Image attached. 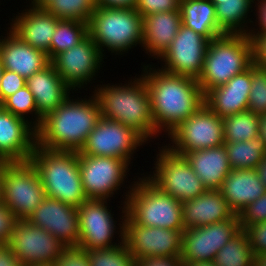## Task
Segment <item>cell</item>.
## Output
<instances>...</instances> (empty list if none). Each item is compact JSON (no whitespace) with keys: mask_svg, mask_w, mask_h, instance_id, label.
<instances>
[{"mask_svg":"<svg viewBox=\"0 0 266 266\" xmlns=\"http://www.w3.org/2000/svg\"><path fill=\"white\" fill-rule=\"evenodd\" d=\"M237 214L231 219L185 229L182 233V263L213 261L216 253L241 231Z\"/></svg>","mask_w":266,"mask_h":266,"instance_id":"16","label":"cell"},{"mask_svg":"<svg viewBox=\"0 0 266 266\" xmlns=\"http://www.w3.org/2000/svg\"><path fill=\"white\" fill-rule=\"evenodd\" d=\"M31 266H55L54 263H43V264H36Z\"/></svg>","mask_w":266,"mask_h":266,"instance_id":"56","label":"cell"},{"mask_svg":"<svg viewBox=\"0 0 266 266\" xmlns=\"http://www.w3.org/2000/svg\"><path fill=\"white\" fill-rule=\"evenodd\" d=\"M2 28L5 31L0 33L2 34L0 36V58L3 69L16 72L27 79L51 63L48 55L43 51L23 42L8 27Z\"/></svg>","mask_w":266,"mask_h":266,"instance_id":"22","label":"cell"},{"mask_svg":"<svg viewBox=\"0 0 266 266\" xmlns=\"http://www.w3.org/2000/svg\"><path fill=\"white\" fill-rule=\"evenodd\" d=\"M251 79L248 110L258 116L266 114V69L253 64L251 66Z\"/></svg>","mask_w":266,"mask_h":266,"instance_id":"38","label":"cell"},{"mask_svg":"<svg viewBox=\"0 0 266 266\" xmlns=\"http://www.w3.org/2000/svg\"><path fill=\"white\" fill-rule=\"evenodd\" d=\"M49 1L51 0H26L24 3L28 2L27 6L30 7L43 8Z\"/></svg>","mask_w":266,"mask_h":266,"instance_id":"53","label":"cell"},{"mask_svg":"<svg viewBox=\"0 0 266 266\" xmlns=\"http://www.w3.org/2000/svg\"><path fill=\"white\" fill-rule=\"evenodd\" d=\"M147 62H141L140 74L148 88L155 128L164 138L204 105V93L197 79L168 73Z\"/></svg>","mask_w":266,"mask_h":266,"instance_id":"1","label":"cell"},{"mask_svg":"<svg viewBox=\"0 0 266 266\" xmlns=\"http://www.w3.org/2000/svg\"><path fill=\"white\" fill-rule=\"evenodd\" d=\"M224 142L248 141L259 135V116L247 110L223 118Z\"/></svg>","mask_w":266,"mask_h":266,"instance_id":"34","label":"cell"},{"mask_svg":"<svg viewBox=\"0 0 266 266\" xmlns=\"http://www.w3.org/2000/svg\"><path fill=\"white\" fill-rule=\"evenodd\" d=\"M259 179L264 183L266 187V155L263 157L262 161L256 168Z\"/></svg>","mask_w":266,"mask_h":266,"instance_id":"50","label":"cell"},{"mask_svg":"<svg viewBox=\"0 0 266 266\" xmlns=\"http://www.w3.org/2000/svg\"><path fill=\"white\" fill-rule=\"evenodd\" d=\"M164 137L162 144L178 155L218 147L224 145L223 118L204 104Z\"/></svg>","mask_w":266,"mask_h":266,"instance_id":"12","label":"cell"},{"mask_svg":"<svg viewBox=\"0 0 266 266\" xmlns=\"http://www.w3.org/2000/svg\"><path fill=\"white\" fill-rule=\"evenodd\" d=\"M252 40L253 64L266 69V34H248Z\"/></svg>","mask_w":266,"mask_h":266,"instance_id":"45","label":"cell"},{"mask_svg":"<svg viewBox=\"0 0 266 266\" xmlns=\"http://www.w3.org/2000/svg\"><path fill=\"white\" fill-rule=\"evenodd\" d=\"M26 86L33 94L34 101L39 112V126L42 119L57 109L74 92L50 63L43 70L34 73L26 79Z\"/></svg>","mask_w":266,"mask_h":266,"instance_id":"23","label":"cell"},{"mask_svg":"<svg viewBox=\"0 0 266 266\" xmlns=\"http://www.w3.org/2000/svg\"><path fill=\"white\" fill-rule=\"evenodd\" d=\"M88 24L78 20H59L49 48V60L78 45L88 36Z\"/></svg>","mask_w":266,"mask_h":266,"instance_id":"32","label":"cell"},{"mask_svg":"<svg viewBox=\"0 0 266 266\" xmlns=\"http://www.w3.org/2000/svg\"><path fill=\"white\" fill-rule=\"evenodd\" d=\"M247 1H249L254 6L258 0H247Z\"/></svg>","mask_w":266,"mask_h":266,"instance_id":"58","label":"cell"},{"mask_svg":"<svg viewBox=\"0 0 266 266\" xmlns=\"http://www.w3.org/2000/svg\"><path fill=\"white\" fill-rule=\"evenodd\" d=\"M140 173L128 194L126 214L141 226L184 231L182 202L162 192Z\"/></svg>","mask_w":266,"mask_h":266,"instance_id":"7","label":"cell"},{"mask_svg":"<svg viewBox=\"0 0 266 266\" xmlns=\"http://www.w3.org/2000/svg\"><path fill=\"white\" fill-rule=\"evenodd\" d=\"M27 7L26 5L23 10L16 12L17 14L12 13L13 17L9 18L7 21L10 22L5 25L23 42L43 51L49 58L52 36L60 19L44 8Z\"/></svg>","mask_w":266,"mask_h":266,"instance_id":"21","label":"cell"},{"mask_svg":"<svg viewBox=\"0 0 266 266\" xmlns=\"http://www.w3.org/2000/svg\"><path fill=\"white\" fill-rule=\"evenodd\" d=\"M136 266H183L181 256L147 257L136 260Z\"/></svg>","mask_w":266,"mask_h":266,"instance_id":"47","label":"cell"},{"mask_svg":"<svg viewBox=\"0 0 266 266\" xmlns=\"http://www.w3.org/2000/svg\"><path fill=\"white\" fill-rule=\"evenodd\" d=\"M22 266L54 263L65 245L48 231L31 225L27 220H18L8 242Z\"/></svg>","mask_w":266,"mask_h":266,"instance_id":"18","label":"cell"},{"mask_svg":"<svg viewBox=\"0 0 266 266\" xmlns=\"http://www.w3.org/2000/svg\"><path fill=\"white\" fill-rule=\"evenodd\" d=\"M1 107L15 116L23 118L35 129L39 127V112L33 94L26 85L7 97Z\"/></svg>","mask_w":266,"mask_h":266,"instance_id":"36","label":"cell"},{"mask_svg":"<svg viewBox=\"0 0 266 266\" xmlns=\"http://www.w3.org/2000/svg\"><path fill=\"white\" fill-rule=\"evenodd\" d=\"M2 190H3V162L0 161V203H2Z\"/></svg>","mask_w":266,"mask_h":266,"instance_id":"55","label":"cell"},{"mask_svg":"<svg viewBox=\"0 0 266 266\" xmlns=\"http://www.w3.org/2000/svg\"><path fill=\"white\" fill-rule=\"evenodd\" d=\"M259 136L266 147V114L259 115Z\"/></svg>","mask_w":266,"mask_h":266,"instance_id":"51","label":"cell"},{"mask_svg":"<svg viewBox=\"0 0 266 266\" xmlns=\"http://www.w3.org/2000/svg\"><path fill=\"white\" fill-rule=\"evenodd\" d=\"M45 197L39 173L30 161L3 162L2 203L18 220H27Z\"/></svg>","mask_w":266,"mask_h":266,"instance_id":"11","label":"cell"},{"mask_svg":"<svg viewBox=\"0 0 266 266\" xmlns=\"http://www.w3.org/2000/svg\"><path fill=\"white\" fill-rule=\"evenodd\" d=\"M252 65L253 48L249 36L225 33L210 41L197 82L205 95Z\"/></svg>","mask_w":266,"mask_h":266,"instance_id":"6","label":"cell"},{"mask_svg":"<svg viewBox=\"0 0 266 266\" xmlns=\"http://www.w3.org/2000/svg\"><path fill=\"white\" fill-rule=\"evenodd\" d=\"M76 96V97H75ZM70 95L36 129V144L50 150L79 152L101 117L94 93ZM83 97V98H82Z\"/></svg>","mask_w":266,"mask_h":266,"instance_id":"2","label":"cell"},{"mask_svg":"<svg viewBox=\"0 0 266 266\" xmlns=\"http://www.w3.org/2000/svg\"><path fill=\"white\" fill-rule=\"evenodd\" d=\"M220 191L231 210L239 215L248 204L265 194L266 187L256 169H239L227 174Z\"/></svg>","mask_w":266,"mask_h":266,"instance_id":"27","label":"cell"},{"mask_svg":"<svg viewBox=\"0 0 266 266\" xmlns=\"http://www.w3.org/2000/svg\"><path fill=\"white\" fill-rule=\"evenodd\" d=\"M210 40L181 24L169 48L157 60L162 70L198 79Z\"/></svg>","mask_w":266,"mask_h":266,"instance_id":"15","label":"cell"},{"mask_svg":"<svg viewBox=\"0 0 266 266\" xmlns=\"http://www.w3.org/2000/svg\"><path fill=\"white\" fill-rule=\"evenodd\" d=\"M136 0H96V5L110 8H133Z\"/></svg>","mask_w":266,"mask_h":266,"instance_id":"49","label":"cell"},{"mask_svg":"<svg viewBox=\"0 0 266 266\" xmlns=\"http://www.w3.org/2000/svg\"><path fill=\"white\" fill-rule=\"evenodd\" d=\"M2 70H3V65H2L1 58H0V80H1Z\"/></svg>","mask_w":266,"mask_h":266,"instance_id":"57","label":"cell"},{"mask_svg":"<svg viewBox=\"0 0 266 266\" xmlns=\"http://www.w3.org/2000/svg\"><path fill=\"white\" fill-rule=\"evenodd\" d=\"M156 145L158 151L153 150L152 168L144 173L156 187L180 202L196 198L207 190L184 156L170 151L162 143L156 142Z\"/></svg>","mask_w":266,"mask_h":266,"instance_id":"10","label":"cell"},{"mask_svg":"<svg viewBox=\"0 0 266 266\" xmlns=\"http://www.w3.org/2000/svg\"><path fill=\"white\" fill-rule=\"evenodd\" d=\"M27 221L35 227L48 231L65 247L78 246L79 244L77 207L46 196L27 218Z\"/></svg>","mask_w":266,"mask_h":266,"instance_id":"19","label":"cell"},{"mask_svg":"<svg viewBox=\"0 0 266 266\" xmlns=\"http://www.w3.org/2000/svg\"><path fill=\"white\" fill-rule=\"evenodd\" d=\"M18 219L10 208L3 203H0V244H5L10 241L13 227Z\"/></svg>","mask_w":266,"mask_h":266,"instance_id":"44","label":"cell"},{"mask_svg":"<svg viewBox=\"0 0 266 266\" xmlns=\"http://www.w3.org/2000/svg\"><path fill=\"white\" fill-rule=\"evenodd\" d=\"M251 84L250 67L226 84L210 89L204 95V104L221 118L247 111Z\"/></svg>","mask_w":266,"mask_h":266,"instance_id":"24","label":"cell"},{"mask_svg":"<svg viewBox=\"0 0 266 266\" xmlns=\"http://www.w3.org/2000/svg\"><path fill=\"white\" fill-rule=\"evenodd\" d=\"M78 162L82 187L87 199L110 201L124 189L122 198L120 197L122 200L119 202L126 204L128 194L139 177L131 176V180L128 179L132 174V166L127 161L106 156L83 155L78 152Z\"/></svg>","mask_w":266,"mask_h":266,"instance_id":"8","label":"cell"},{"mask_svg":"<svg viewBox=\"0 0 266 266\" xmlns=\"http://www.w3.org/2000/svg\"><path fill=\"white\" fill-rule=\"evenodd\" d=\"M148 143L135 129L101 116L79 153L118 158L133 166L136 152Z\"/></svg>","mask_w":266,"mask_h":266,"instance_id":"13","label":"cell"},{"mask_svg":"<svg viewBox=\"0 0 266 266\" xmlns=\"http://www.w3.org/2000/svg\"><path fill=\"white\" fill-rule=\"evenodd\" d=\"M241 229L254 223L266 221V192L263 196L248 204L238 215Z\"/></svg>","mask_w":266,"mask_h":266,"instance_id":"39","label":"cell"},{"mask_svg":"<svg viewBox=\"0 0 266 266\" xmlns=\"http://www.w3.org/2000/svg\"><path fill=\"white\" fill-rule=\"evenodd\" d=\"M253 257L247 233L241 230L216 253L213 262L215 266H253Z\"/></svg>","mask_w":266,"mask_h":266,"instance_id":"33","label":"cell"},{"mask_svg":"<svg viewBox=\"0 0 266 266\" xmlns=\"http://www.w3.org/2000/svg\"><path fill=\"white\" fill-rule=\"evenodd\" d=\"M29 161L37 169L47 197L74 207L87 200L77 151L50 150L36 144Z\"/></svg>","mask_w":266,"mask_h":266,"instance_id":"5","label":"cell"},{"mask_svg":"<svg viewBox=\"0 0 266 266\" xmlns=\"http://www.w3.org/2000/svg\"><path fill=\"white\" fill-rule=\"evenodd\" d=\"M234 215L220 190L209 189L196 198L182 202L184 229L221 222Z\"/></svg>","mask_w":266,"mask_h":266,"instance_id":"26","label":"cell"},{"mask_svg":"<svg viewBox=\"0 0 266 266\" xmlns=\"http://www.w3.org/2000/svg\"><path fill=\"white\" fill-rule=\"evenodd\" d=\"M118 203L120 206L116 207L120 208L118 211L121 212L116 215L113 214V206H110L109 200L87 199L77 207L79 247L85 250L102 249L115 247L123 242L126 204L119 201Z\"/></svg>","mask_w":266,"mask_h":266,"instance_id":"9","label":"cell"},{"mask_svg":"<svg viewBox=\"0 0 266 266\" xmlns=\"http://www.w3.org/2000/svg\"><path fill=\"white\" fill-rule=\"evenodd\" d=\"M253 266H266V253L254 254Z\"/></svg>","mask_w":266,"mask_h":266,"instance_id":"52","label":"cell"},{"mask_svg":"<svg viewBox=\"0 0 266 266\" xmlns=\"http://www.w3.org/2000/svg\"><path fill=\"white\" fill-rule=\"evenodd\" d=\"M88 254L90 266H136L124 241L115 247L90 249Z\"/></svg>","mask_w":266,"mask_h":266,"instance_id":"37","label":"cell"},{"mask_svg":"<svg viewBox=\"0 0 266 266\" xmlns=\"http://www.w3.org/2000/svg\"><path fill=\"white\" fill-rule=\"evenodd\" d=\"M179 10L165 11L143 17L142 51L153 61L169 48L181 26Z\"/></svg>","mask_w":266,"mask_h":266,"instance_id":"25","label":"cell"},{"mask_svg":"<svg viewBox=\"0 0 266 266\" xmlns=\"http://www.w3.org/2000/svg\"><path fill=\"white\" fill-rule=\"evenodd\" d=\"M231 170L256 169L266 155V147L258 135L248 141L224 142Z\"/></svg>","mask_w":266,"mask_h":266,"instance_id":"31","label":"cell"},{"mask_svg":"<svg viewBox=\"0 0 266 266\" xmlns=\"http://www.w3.org/2000/svg\"><path fill=\"white\" fill-rule=\"evenodd\" d=\"M244 231L254 254L266 253V221L247 226Z\"/></svg>","mask_w":266,"mask_h":266,"instance_id":"43","label":"cell"},{"mask_svg":"<svg viewBox=\"0 0 266 266\" xmlns=\"http://www.w3.org/2000/svg\"><path fill=\"white\" fill-rule=\"evenodd\" d=\"M88 34L105 57H110L108 52L114 60L127 57L131 49L142 48L143 17L134 8L97 6L88 23Z\"/></svg>","mask_w":266,"mask_h":266,"instance_id":"4","label":"cell"},{"mask_svg":"<svg viewBox=\"0 0 266 266\" xmlns=\"http://www.w3.org/2000/svg\"><path fill=\"white\" fill-rule=\"evenodd\" d=\"M180 0H136L134 9L145 17L150 14L179 10Z\"/></svg>","mask_w":266,"mask_h":266,"instance_id":"40","label":"cell"},{"mask_svg":"<svg viewBox=\"0 0 266 266\" xmlns=\"http://www.w3.org/2000/svg\"><path fill=\"white\" fill-rule=\"evenodd\" d=\"M36 145V129L0 106V161L27 162Z\"/></svg>","mask_w":266,"mask_h":266,"instance_id":"20","label":"cell"},{"mask_svg":"<svg viewBox=\"0 0 266 266\" xmlns=\"http://www.w3.org/2000/svg\"><path fill=\"white\" fill-rule=\"evenodd\" d=\"M57 19L90 21L97 8L96 0H51L44 7Z\"/></svg>","mask_w":266,"mask_h":266,"instance_id":"35","label":"cell"},{"mask_svg":"<svg viewBox=\"0 0 266 266\" xmlns=\"http://www.w3.org/2000/svg\"><path fill=\"white\" fill-rule=\"evenodd\" d=\"M106 58L88 35L78 45L58 54L51 63L61 79L74 92H80L82 89L88 91V88L92 91L98 85L97 83L101 82L97 78L104 67L103 63Z\"/></svg>","mask_w":266,"mask_h":266,"instance_id":"14","label":"cell"},{"mask_svg":"<svg viewBox=\"0 0 266 266\" xmlns=\"http://www.w3.org/2000/svg\"><path fill=\"white\" fill-rule=\"evenodd\" d=\"M55 266H90L88 250L79 246L65 247L54 262Z\"/></svg>","mask_w":266,"mask_h":266,"instance_id":"41","label":"cell"},{"mask_svg":"<svg viewBox=\"0 0 266 266\" xmlns=\"http://www.w3.org/2000/svg\"><path fill=\"white\" fill-rule=\"evenodd\" d=\"M26 85V79L16 72L3 69L0 80V106L2 102Z\"/></svg>","mask_w":266,"mask_h":266,"instance_id":"42","label":"cell"},{"mask_svg":"<svg viewBox=\"0 0 266 266\" xmlns=\"http://www.w3.org/2000/svg\"><path fill=\"white\" fill-rule=\"evenodd\" d=\"M0 266H22L8 243L0 244Z\"/></svg>","mask_w":266,"mask_h":266,"instance_id":"48","label":"cell"},{"mask_svg":"<svg viewBox=\"0 0 266 266\" xmlns=\"http://www.w3.org/2000/svg\"><path fill=\"white\" fill-rule=\"evenodd\" d=\"M215 5L218 27L227 34L248 35L254 6L247 0H210ZM252 13V15H251ZM251 17V18H250ZM250 24V25H249Z\"/></svg>","mask_w":266,"mask_h":266,"instance_id":"30","label":"cell"},{"mask_svg":"<svg viewBox=\"0 0 266 266\" xmlns=\"http://www.w3.org/2000/svg\"><path fill=\"white\" fill-rule=\"evenodd\" d=\"M207 190H220L231 171L224 145L182 154Z\"/></svg>","mask_w":266,"mask_h":266,"instance_id":"28","label":"cell"},{"mask_svg":"<svg viewBox=\"0 0 266 266\" xmlns=\"http://www.w3.org/2000/svg\"><path fill=\"white\" fill-rule=\"evenodd\" d=\"M253 15L255 17L248 34H266V0L257 1Z\"/></svg>","mask_w":266,"mask_h":266,"instance_id":"46","label":"cell"},{"mask_svg":"<svg viewBox=\"0 0 266 266\" xmlns=\"http://www.w3.org/2000/svg\"><path fill=\"white\" fill-rule=\"evenodd\" d=\"M183 266H215L213 261H201L194 263H182Z\"/></svg>","mask_w":266,"mask_h":266,"instance_id":"54","label":"cell"},{"mask_svg":"<svg viewBox=\"0 0 266 266\" xmlns=\"http://www.w3.org/2000/svg\"><path fill=\"white\" fill-rule=\"evenodd\" d=\"M131 76L122 81L124 83L101 81L102 84L98 83L92 92L98 100L102 117L135 129L154 145L155 139L160 140L162 136L155 128L148 88L141 74Z\"/></svg>","mask_w":266,"mask_h":266,"instance_id":"3","label":"cell"},{"mask_svg":"<svg viewBox=\"0 0 266 266\" xmlns=\"http://www.w3.org/2000/svg\"><path fill=\"white\" fill-rule=\"evenodd\" d=\"M183 231L136 224L127 214L123 241L136 260L147 257L181 256Z\"/></svg>","mask_w":266,"mask_h":266,"instance_id":"17","label":"cell"},{"mask_svg":"<svg viewBox=\"0 0 266 266\" xmlns=\"http://www.w3.org/2000/svg\"><path fill=\"white\" fill-rule=\"evenodd\" d=\"M182 25L208 40L225 34L216 21L215 5L210 0H180Z\"/></svg>","mask_w":266,"mask_h":266,"instance_id":"29","label":"cell"}]
</instances>
